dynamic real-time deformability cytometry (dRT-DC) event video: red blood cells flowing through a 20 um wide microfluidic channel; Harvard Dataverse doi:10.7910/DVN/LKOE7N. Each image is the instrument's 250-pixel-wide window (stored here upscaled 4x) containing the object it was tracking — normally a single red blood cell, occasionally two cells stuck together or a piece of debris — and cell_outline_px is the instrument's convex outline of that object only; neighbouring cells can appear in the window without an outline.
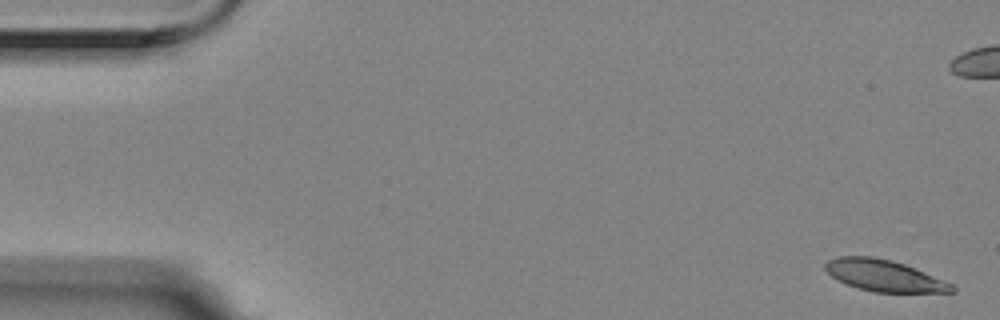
{"species": "Egyptian fruit bat (a non-hibernating species)", "species_latin": "Rousettus aegyptiacus", "temperature_condition": "room temperature", "stored_images_in_passage": 6, "camera_frame_rate_fps": 3000, "um_per_image_px": 0.085, "animal": {"sex": "female"}, "frame": {"image": 1, "passage_image": 1, "time_ms": 0.0, "image_size_px": [1000, 320], "cell_outline_px": [[956, 292], [872, 292], [836, 280], [824, 268], [824, 264], [828, 260], [836, 256], [872, 256], [892, 260], [904, 264], [952, 284], [956, 288]], "centroid_in_image_um": [75.11, 23.42], "position_along_channel_um": 9.9, "area_um2": 23.0}}